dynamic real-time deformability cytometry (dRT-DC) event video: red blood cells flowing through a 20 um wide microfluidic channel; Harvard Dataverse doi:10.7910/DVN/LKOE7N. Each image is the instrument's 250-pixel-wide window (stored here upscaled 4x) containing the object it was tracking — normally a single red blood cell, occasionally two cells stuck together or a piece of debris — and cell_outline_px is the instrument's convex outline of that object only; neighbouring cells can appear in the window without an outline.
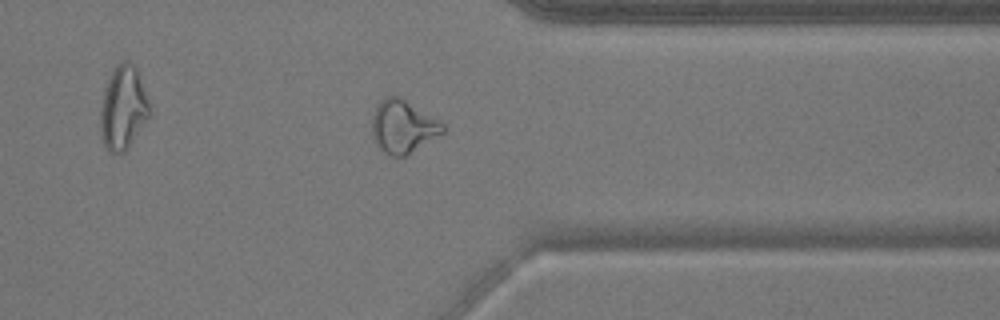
{"species": "common noctule bat (a hibernating species)", "species_latin": "Nyctalus noctula", "temperature_condition": "warm", "stored_images_in_passage": 40, "camera_frame_rate_fps": 3000, "um_per_image_px": 0.085, "animal": {"sex": "male", "body_mass_g": 17.9}, "frame": {"image": 1, "passage_image": 40, "time_ms": 13.0, "image_size_px": [1000, 320], "cell_outline_px": [[444, 132], [408, 156], [388, 156], [376, 144], [372, 136], [372, 116], [376, 104], [380, 100], [388, 96], [400, 96], [440, 120], [444, 124]], "centroid_in_image_um": [34.25, 10.76], "position_along_channel_um": 377.2, "area_um2": 22.2}}